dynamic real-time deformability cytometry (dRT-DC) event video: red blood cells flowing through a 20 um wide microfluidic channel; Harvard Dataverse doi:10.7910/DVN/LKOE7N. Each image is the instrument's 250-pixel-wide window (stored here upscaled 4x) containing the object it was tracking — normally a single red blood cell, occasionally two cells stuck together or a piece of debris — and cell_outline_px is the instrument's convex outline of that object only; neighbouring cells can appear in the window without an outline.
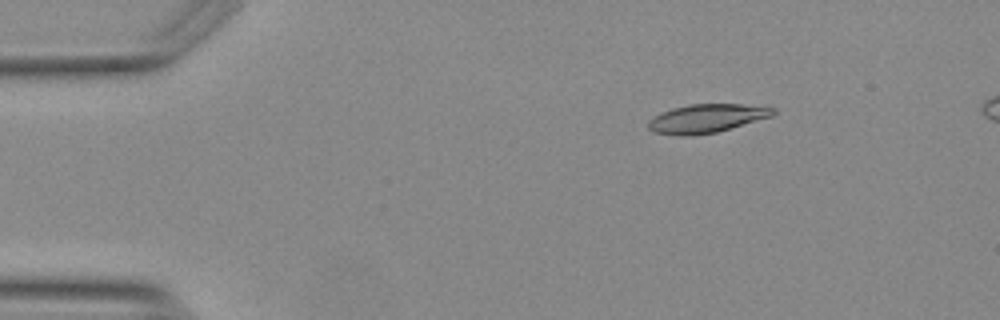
{"species": "Egyptian fruit bat (a non-hibernating species)", "species_latin": "Rousettus aegyptiacus", "temperature_condition": "warm", "stored_images_in_passage": 49, "camera_frame_rate_fps": 3000, "um_per_image_px": 0.085, "animal": {"sex": "female"}, "frame": {"image": 1, "passage_image": 3, "time_ms": 0.667, "image_size_px": [1000, 320], "cell_outline_px": [[776, 112], [772, 116], [716, 132], [684, 136], [656, 132], [648, 128], [648, 120], [652, 116], [660, 112], [672, 108], [688, 104], [768, 104], [776, 108]], "centroid_in_image_um": [60.12, 10.03], "position_along_channel_um": 24.9, "area_um2": 21.04}}
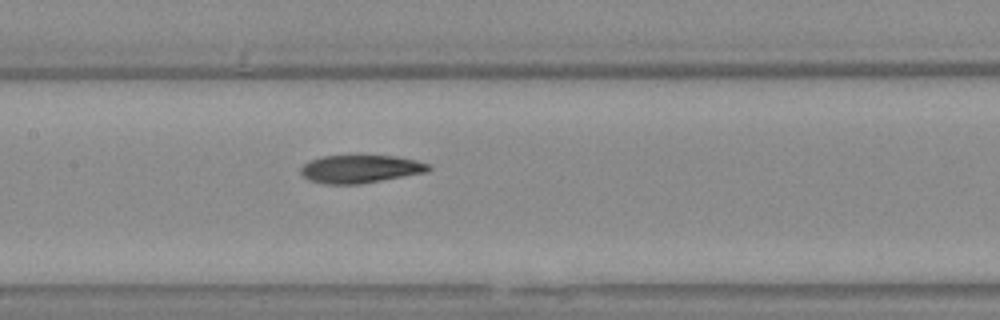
{"frame": {"image": 2, "passage_image": 21, "time_ms": 6.667, "image_size_px": [1000, 320], "cell_outline_px": [[432, 168], [424, 172], [360, 184], [328, 184], [308, 180], [300, 172], [300, 168], [304, 164], [320, 156], [360, 152], [396, 156], [428, 164]], "centroid_in_image_um": [30.57, 14.3], "position_along_channel_um": 176.8, "area_um2": 21.5}}
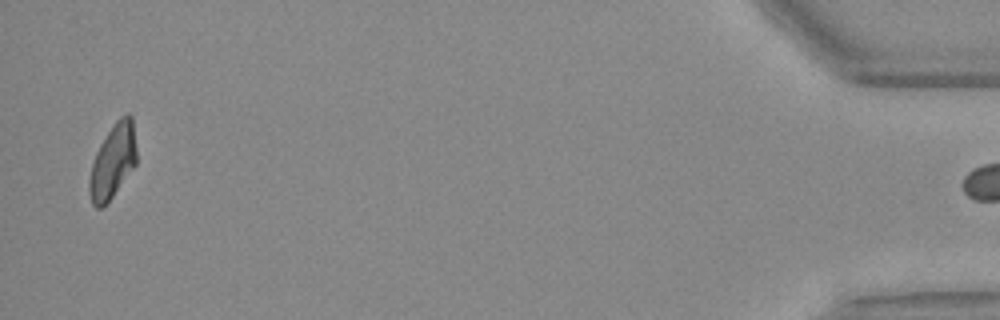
{"frame": {"image": 3, "passage_image": 48, "time_ms": 15.667, "image_size_px": [1000, 320], "cell_outline_px": [[136, 164], [112, 196], [100, 208], [96, 208], [92, 204], [88, 192], [88, 180], [92, 164], [96, 152], [100, 144], [116, 120], [120, 116], [128, 112], [132, 116], [136, 148]], "centroid_in_image_um": [9.58, 13.69], "position_along_channel_um": 425.6, "area_um2": 20.23}}